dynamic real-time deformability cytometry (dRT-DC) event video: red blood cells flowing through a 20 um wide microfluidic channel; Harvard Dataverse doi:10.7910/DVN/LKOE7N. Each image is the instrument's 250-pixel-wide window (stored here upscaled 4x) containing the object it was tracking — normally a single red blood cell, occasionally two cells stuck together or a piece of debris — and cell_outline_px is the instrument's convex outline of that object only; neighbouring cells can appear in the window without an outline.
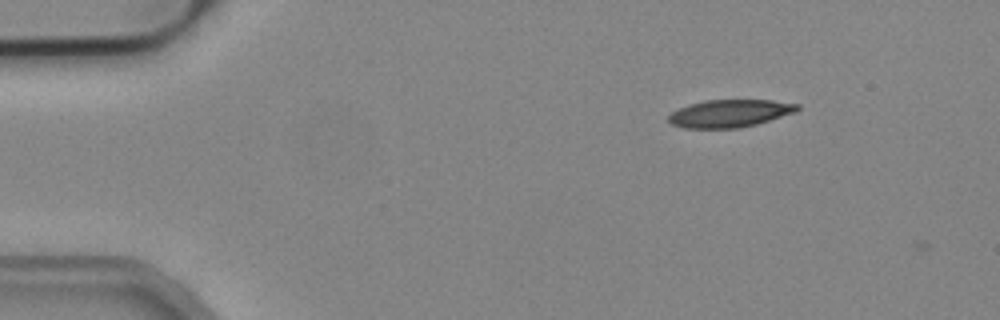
{"species": "common noctule bat (a hibernating species)", "species_latin": "Nyctalus noctula", "temperature_condition": "cold", "stored_images_in_passage": 3, "camera_frame_rate_fps": 3000, "um_per_image_px": 0.085, "animal": {"sex": "male", "body_mass_g": 19.2, "forearm_length_mm": 51.8}, "frame": {"image": 1, "passage_image": 1, "time_ms": 0.0, "image_size_px": [1000, 320], "cell_outline_px": [[800, 108], [796, 112], [756, 124], [740, 128], [684, 128], [672, 124], [668, 120], [668, 116], [672, 112], [688, 104], [704, 100], [772, 100], [800, 104]], "centroid_in_image_um": [62.04, 9.63], "position_along_channel_um": 23.0, "area_um2": 20.75}}